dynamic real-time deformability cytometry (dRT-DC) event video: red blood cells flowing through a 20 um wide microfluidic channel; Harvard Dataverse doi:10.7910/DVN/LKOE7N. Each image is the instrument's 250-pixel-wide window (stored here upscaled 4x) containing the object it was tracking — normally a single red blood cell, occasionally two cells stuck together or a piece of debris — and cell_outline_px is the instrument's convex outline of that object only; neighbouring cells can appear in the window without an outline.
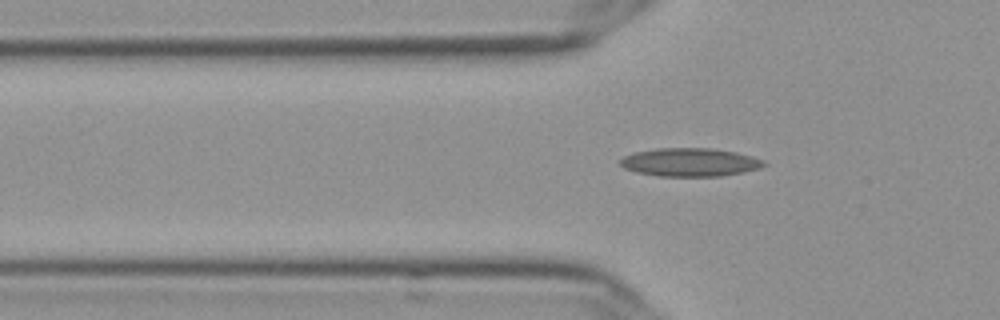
{"species": "Egyptian fruit bat (a non-hibernating species)", "species_latin": "Rousettus aegyptiacus", "temperature_condition": "cold", "stored_images_in_passage": 41, "camera_frame_rate_fps": 3000, "um_per_image_px": 0.085, "frame": {"image": 1, "passage_image": 8, "time_ms": 2.333, "image_size_px": [1000, 320], "cell_outline_px": [[768, 164], [760, 168], [744, 172], [720, 176], [656, 176], [636, 172], [624, 168], [620, 164], [620, 160], [624, 156], [632, 152], [656, 148], [712, 148], [736, 152], [752, 156], [764, 160]], "centroid_in_image_um": [58.65, 13.79], "position_along_channel_um": 67.2, "area_um2": 23.93}}
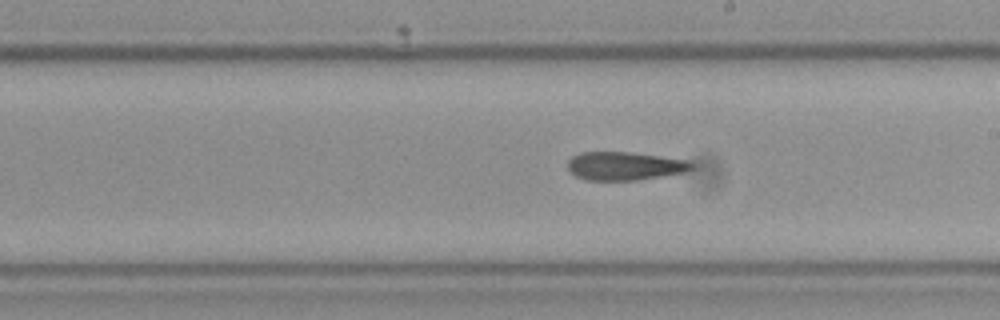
{"frame": {"image": 2, "passage_image": 22, "time_ms": 7.0, "image_size_px": [1000, 320], "cell_outline_px": [[692, 168], [684, 172], [636, 180], [584, 180], [576, 176], [568, 168], [568, 160], [572, 156], [580, 152], [628, 152], [684, 160], [692, 164]], "centroid_in_image_um": [53.01, 14.11], "position_along_channel_um": 236.0, "area_um2": 20.06}}
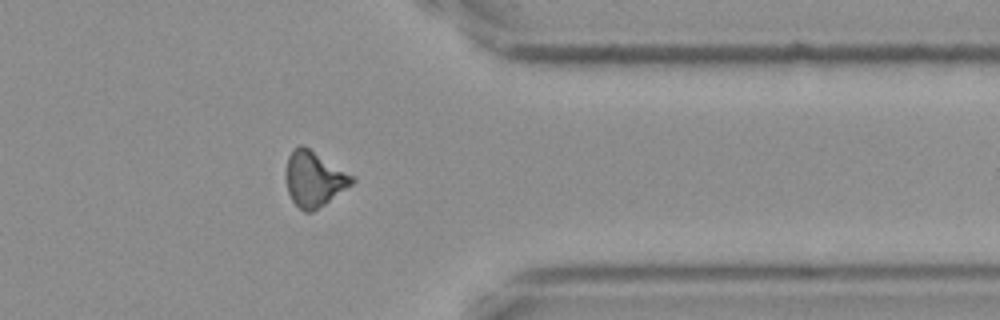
{"frame": {"image": 3, "passage_image": 35, "time_ms": 11.333, "image_size_px": [1000, 320], "cell_outline_px": [[356, 180], [352, 184], [324, 204], [312, 212], [304, 212], [292, 200], [288, 192], [288, 156], [300, 144], [304, 144], [356, 176]], "centroid_in_image_um": [26.76, 15.18], "position_along_channel_um": 384.6, "area_um2": 21.04}}